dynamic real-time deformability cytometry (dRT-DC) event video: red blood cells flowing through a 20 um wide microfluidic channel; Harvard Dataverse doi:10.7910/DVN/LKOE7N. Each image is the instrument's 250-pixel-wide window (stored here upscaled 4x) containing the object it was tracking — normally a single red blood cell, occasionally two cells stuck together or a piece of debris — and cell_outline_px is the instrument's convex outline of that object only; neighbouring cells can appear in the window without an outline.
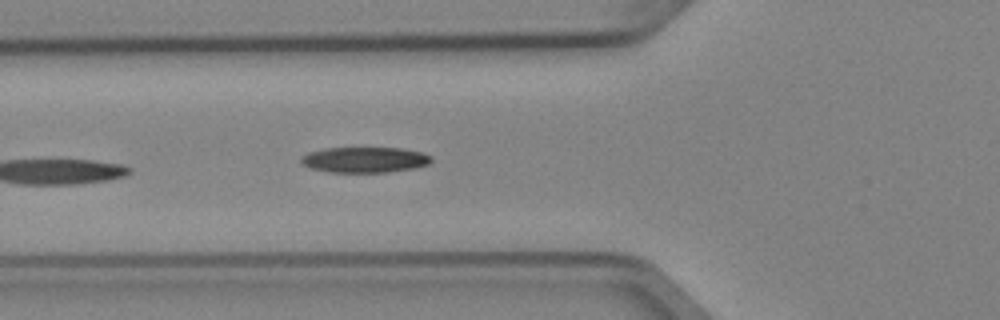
{"species": "Egyptian fruit bat (a non-hibernating species)", "species_latin": "Rousettus aegyptiacus", "temperature_condition": "cold", "stored_images_in_passage": 5, "camera_frame_rate_fps": 3000, "um_per_image_px": 0.085, "animal": {"sex": "female"}, "frame": {"image": 1, "passage_image": 5, "time_ms": 1.333, "image_size_px": [1000, 320], "cell_outline_px": [[432, 160], [428, 164], [412, 168], [388, 172], [328, 172], [312, 168], [304, 164], [300, 160], [300, 156], [308, 152], [324, 148], [400, 148], [424, 152], [432, 156]], "centroid_in_image_um": [31.0, 13.57], "position_along_channel_um": 94.8, "area_um2": 19.42}}